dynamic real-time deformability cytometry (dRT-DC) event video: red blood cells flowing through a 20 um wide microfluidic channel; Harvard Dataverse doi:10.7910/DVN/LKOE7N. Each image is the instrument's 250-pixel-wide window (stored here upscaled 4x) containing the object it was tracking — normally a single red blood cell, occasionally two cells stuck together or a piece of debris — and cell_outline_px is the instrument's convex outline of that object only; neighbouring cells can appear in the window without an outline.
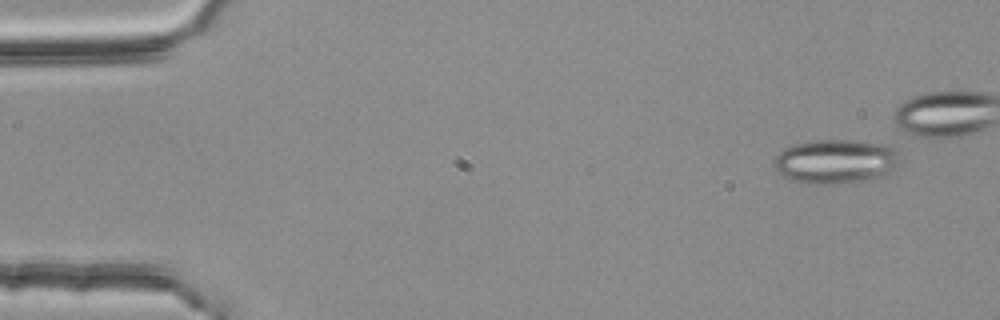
{"species": "common noctule bat (a hibernating species)", "species_latin": "Nyctalus noctula", "temperature_condition": "room temperature", "stored_images_in_passage": 3, "camera_frame_rate_fps": 3000, "um_per_image_px": 0.085, "animal": {"sex": "female", "body_mass_g": 25.1}, "frame": {"image": 1, "passage_image": 1, "time_ms": 0.0, "image_size_px": [1000, 320], "cell_outline_px": [[900, 164], [888, 176], [832, 184], [808, 184], [792, 180], [780, 176], [772, 164], [772, 160], [784, 148], [792, 144], [816, 140], [852, 140], [884, 144], [896, 148]], "centroid_in_image_um": [71.02, 13.72], "position_along_channel_um": 14.0, "area_um2": 32.95}}